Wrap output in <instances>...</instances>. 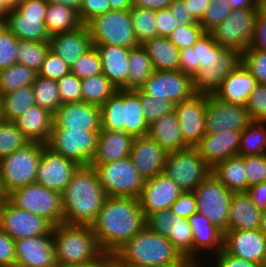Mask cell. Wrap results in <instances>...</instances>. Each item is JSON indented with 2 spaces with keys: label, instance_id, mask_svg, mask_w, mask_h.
<instances>
[{
  "label": "cell",
  "instance_id": "2",
  "mask_svg": "<svg viewBox=\"0 0 266 267\" xmlns=\"http://www.w3.org/2000/svg\"><path fill=\"white\" fill-rule=\"evenodd\" d=\"M91 226L103 252L114 254L146 226V218L139 199L107 196Z\"/></svg>",
  "mask_w": 266,
  "mask_h": 267
},
{
  "label": "cell",
  "instance_id": "51",
  "mask_svg": "<svg viewBox=\"0 0 266 267\" xmlns=\"http://www.w3.org/2000/svg\"><path fill=\"white\" fill-rule=\"evenodd\" d=\"M204 33L199 23L178 25L168 38L180 50L193 46Z\"/></svg>",
  "mask_w": 266,
  "mask_h": 267
},
{
  "label": "cell",
  "instance_id": "54",
  "mask_svg": "<svg viewBox=\"0 0 266 267\" xmlns=\"http://www.w3.org/2000/svg\"><path fill=\"white\" fill-rule=\"evenodd\" d=\"M249 187L266 181V154L243 156Z\"/></svg>",
  "mask_w": 266,
  "mask_h": 267
},
{
  "label": "cell",
  "instance_id": "21",
  "mask_svg": "<svg viewBox=\"0 0 266 267\" xmlns=\"http://www.w3.org/2000/svg\"><path fill=\"white\" fill-rule=\"evenodd\" d=\"M223 250L233 256L257 263H266V236L260 229L225 231Z\"/></svg>",
  "mask_w": 266,
  "mask_h": 267
},
{
  "label": "cell",
  "instance_id": "65",
  "mask_svg": "<svg viewBox=\"0 0 266 267\" xmlns=\"http://www.w3.org/2000/svg\"><path fill=\"white\" fill-rule=\"evenodd\" d=\"M168 8L173 17H175L178 25L183 26L199 23L191 16L183 0H173Z\"/></svg>",
  "mask_w": 266,
  "mask_h": 267
},
{
  "label": "cell",
  "instance_id": "78",
  "mask_svg": "<svg viewBox=\"0 0 266 267\" xmlns=\"http://www.w3.org/2000/svg\"><path fill=\"white\" fill-rule=\"evenodd\" d=\"M108 267H121L115 260Z\"/></svg>",
  "mask_w": 266,
  "mask_h": 267
},
{
  "label": "cell",
  "instance_id": "7",
  "mask_svg": "<svg viewBox=\"0 0 266 267\" xmlns=\"http://www.w3.org/2000/svg\"><path fill=\"white\" fill-rule=\"evenodd\" d=\"M8 201L18 209L45 218L53 226L64 223L62 194L38 183L12 190L8 194Z\"/></svg>",
  "mask_w": 266,
  "mask_h": 267
},
{
  "label": "cell",
  "instance_id": "40",
  "mask_svg": "<svg viewBox=\"0 0 266 267\" xmlns=\"http://www.w3.org/2000/svg\"><path fill=\"white\" fill-rule=\"evenodd\" d=\"M167 238L179 254L193 266V232L188 219L172 212V224Z\"/></svg>",
  "mask_w": 266,
  "mask_h": 267
},
{
  "label": "cell",
  "instance_id": "61",
  "mask_svg": "<svg viewBox=\"0 0 266 267\" xmlns=\"http://www.w3.org/2000/svg\"><path fill=\"white\" fill-rule=\"evenodd\" d=\"M0 267H15V241L0 227Z\"/></svg>",
  "mask_w": 266,
  "mask_h": 267
},
{
  "label": "cell",
  "instance_id": "43",
  "mask_svg": "<svg viewBox=\"0 0 266 267\" xmlns=\"http://www.w3.org/2000/svg\"><path fill=\"white\" fill-rule=\"evenodd\" d=\"M266 154V121H251L242 131L238 156Z\"/></svg>",
  "mask_w": 266,
  "mask_h": 267
},
{
  "label": "cell",
  "instance_id": "72",
  "mask_svg": "<svg viewBox=\"0 0 266 267\" xmlns=\"http://www.w3.org/2000/svg\"><path fill=\"white\" fill-rule=\"evenodd\" d=\"M48 3L61 4L74 9L76 12L80 11L83 0H46Z\"/></svg>",
  "mask_w": 266,
  "mask_h": 267
},
{
  "label": "cell",
  "instance_id": "12",
  "mask_svg": "<svg viewBox=\"0 0 266 267\" xmlns=\"http://www.w3.org/2000/svg\"><path fill=\"white\" fill-rule=\"evenodd\" d=\"M47 5L46 0H24L8 13L5 26L18 40L49 42L51 36L45 25Z\"/></svg>",
  "mask_w": 266,
  "mask_h": 267
},
{
  "label": "cell",
  "instance_id": "73",
  "mask_svg": "<svg viewBox=\"0 0 266 267\" xmlns=\"http://www.w3.org/2000/svg\"><path fill=\"white\" fill-rule=\"evenodd\" d=\"M11 7L8 5L6 0H0V18L6 19L8 16V13L11 11Z\"/></svg>",
  "mask_w": 266,
  "mask_h": 267
},
{
  "label": "cell",
  "instance_id": "27",
  "mask_svg": "<svg viewBox=\"0 0 266 267\" xmlns=\"http://www.w3.org/2000/svg\"><path fill=\"white\" fill-rule=\"evenodd\" d=\"M193 232V266H201L198 256L211 252L216 255L223 250L224 232L198 212L188 218ZM213 252V253H212Z\"/></svg>",
  "mask_w": 266,
  "mask_h": 267
},
{
  "label": "cell",
  "instance_id": "56",
  "mask_svg": "<svg viewBox=\"0 0 266 267\" xmlns=\"http://www.w3.org/2000/svg\"><path fill=\"white\" fill-rule=\"evenodd\" d=\"M245 107L251 121H266V85L258 84L255 87Z\"/></svg>",
  "mask_w": 266,
  "mask_h": 267
},
{
  "label": "cell",
  "instance_id": "67",
  "mask_svg": "<svg viewBox=\"0 0 266 267\" xmlns=\"http://www.w3.org/2000/svg\"><path fill=\"white\" fill-rule=\"evenodd\" d=\"M191 16L200 22L210 0H183Z\"/></svg>",
  "mask_w": 266,
  "mask_h": 267
},
{
  "label": "cell",
  "instance_id": "3",
  "mask_svg": "<svg viewBox=\"0 0 266 267\" xmlns=\"http://www.w3.org/2000/svg\"><path fill=\"white\" fill-rule=\"evenodd\" d=\"M106 197L95 168L79 166L62 193L64 223L91 225Z\"/></svg>",
  "mask_w": 266,
  "mask_h": 267
},
{
  "label": "cell",
  "instance_id": "45",
  "mask_svg": "<svg viewBox=\"0 0 266 267\" xmlns=\"http://www.w3.org/2000/svg\"><path fill=\"white\" fill-rule=\"evenodd\" d=\"M50 50L49 42L18 40L17 63L38 72Z\"/></svg>",
  "mask_w": 266,
  "mask_h": 267
},
{
  "label": "cell",
  "instance_id": "29",
  "mask_svg": "<svg viewBox=\"0 0 266 267\" xmlns=\"http://www.w3.org/2000/svg\"><path fill=\"white\" fill-rule=\"evenodd\" d=\"M257 85L256 78L242 63L222 81L213 95L223 102L246 106L249 94Z\"/></svg>",
  "mask_w": 266,
  "mask_h": 267
},
{
  "label": "cell",
  "instance_id": "9",
  "mask_svg": "<svg viewBox=\"0 0 266 267\" xmlns=\"http://www.w3.org/2000/svg\"><path fill=\"white\" fill-rule=\"evenodd\" d=\"M90 165L95 168L107 196L139 199L145 179L129 156L110 163Z\"/></svg>",
  "mask_w": 266,
  "mask_h": 267
},
{
  "label": "cell",
  "instance_id": "28",
  "mask_svg": "<svg viewBox=\"0 0 266 267\" xmlns=\"http://www.w3.org/2000/svg\"><path fill=\"white\" fill-rule=\"evenodd\" d=\"M49 43L50 50L58 55L69 69L93 46L90 31L84 24L75 31L51 35Z\"/></svg>",
  "mask_w": 266,
  "mask_h": 267
},
{
  "label": "cell",
  "instance_id": "70",
  "mask_svg": "<svg viewBox=\"0 0 266 267\" xmlns=\"http://www.w3.org/2000/svg\"><path fill=\"white\" fill-rule=\"evenodd\" d=\"M232 8H244V7H262L265 2L263 0H225Z\"/></svg>",
  "mask_w": 266,
  "mask_h": 267
},
{
  "label": "cell",
  "instance_id": "24",
  "mask_svg": "<svg viewBox=\"0 0 266 267\" xmlns=\"http://www.w3.org/2000/svg\"><path fill=\"white\" fill-rule=\"evenodd\" d=\"M15 267H57L53 235L16 240Z\"/></svg>",
  "mask_w": 266,
  "mask_h": 267
},
{
  "label": "cell",
  "instance_id": "46",
  "mask_svg": "<svg viewBox=\"0 0 266 267\" xmlns=\"http://www.w3.org/2000/svg\"><path fill=\"white\" fill-rule=\"evenodd\" d=\"M130 14L134 34L139 45L157 37L155 10L132 7Z\"/></svg>",
  "mask_w": 266,
  "mask_h": 267
},
{
  "label": "cell",
  "instance_id": "33",
  "mask_svg": "<svg viewBox=\"0 0 266 267\" xmlns=\"http://www.w3.org/2000/svg\"><path fill=\"white\" fill-rule=\"evenodd\" d=\"M18 129L30 142L46 144L53 126V114L34 104L14 120Z\"/></svg>",
  "mask_w": 266,
  "mask_h": 267
},
{
  "label": "cell",
  "instance_id": "1",
  "mask_svg": "<svg viewBox=\"0 0 266 267\" xmlns=\"http://www.w3.org/2000/svg\"><path fill=\"white\" fill-rule=\"evenodd\" d=\"M242 64V54L217 44L209 32L191 47L180 49L179 70L192 77L199 94H213L222 81Z\"/></svg>",
  "mask_w": 266,
  "mask_h": 267
},
{
  "label": "cell",
  "instance_id": "69",
  "mask_svg": "<svg viewBox=\"0 0 266 267\" xmlns=\"http://www.w3.org/2000/svg\"><path fill=\"white\" fill-rule=\"evenodd\" d=\"M173 0H133V7L147 8L151 10L165 9Z\"/></svg>",
  "mask_w": 266,
  "mask_h": 267
},
{
  "label": "cell",
  "instance_id": "34",
  "mask_svg": "<svg viewBox=\"0 0 266 267\" xmlns=\"http://www.w3.org/2000/svg\"><path fill=\"white\" fill-rule=\"evenodd\" d=\"M167 153L190 148L182 137L176 111L163 115L149 125L148 134Z\"/></svg>",
  "mask_w": 266,
  "mask_h": 267
},
{
  "label": "cell",
  "instance_id": "32",
  "mask_svg": "<svg viewBox=\"0 0 266 267\" xmlns=\"http://www.w3.org/2000/svg\"><path fill=\"white\" fill-rule=\"evenodd\" d=\"M134 139V136L126 132L101 129L91 164L110 163L129 156Z\"/></svg>",
  "mask_w": 266,
  "mask_h": 267
},
{
  "label": "cell",
  "instance_id": "59",
  "mask_svg": "<svg viewBox=\"0 0 266 267\" xmlns=\"http://www.w3.org/2000/svg\"><path fill=\"white\" fill-rule=\"evenodd\" d=\"M108 11H110L108 0H83L78 16L81 23L86 25L95 16L104 14Z\"/></svg>",
  "mask_w": 266,
  "mask_h": 267
},
{
  "label": "cell",
  "instance_id": "20",
  "mask_svg": "<svg viewBox=\"0 0 266 267\" xmlns=\"http://www.w3.org/2000/svg\"><path fill=\"white\" fill-rule=\"evenodd\" d=\"M175 111L184 142L194 148L206 134V94L175 104Z\"/></svg>",
  "mask_w": 266,
  "mask_h": 267
},
{
  "label": "cell",
  "instance_id": "31",
  "mask_svg": "<svg viewBox=\"0 0 266 267\" xmlns=\"http://www.w3.org/2000/svg\"><path fill=\"white\" fill-rule=\"evenodd\" d=\"M261 214L262 210L252 203L247 192H233L226 231L259 229Z\"/></svg>",
  "mask_w": 266,
  "mask_h": 267
},
{
  "label": "cell",
  "instance_id": "5",
  "mask_svg": "<svg viewBox=\"0 0 266 267\" xmlns=\"http://www.w3.org/2000/svg\"><path fill=\"white\" fill-rule=\"evenodd\" d=\"M101 108V129L146 136L149 125L143 115L139 90L118 89Z\"/></svg>",
  "mask_w": 266,
  "mask_h": 267
},
{
  "label": "cell",
  "instance_id": "55",
  "mask_svg": "<svg viewBox=\"0 0 266 267\" xmlns=\"http://www.w3.org/2000/svg\"><path fill=\"white\" fill-rule=\"evenodd\" d=\"M59 96L62 104L82 101V80L69 72L57 80Z\"/></svg>",
  "mask_w": 266,
  "mask_h": 267
},
{
  "label": "cell",
  "instance_id": "57",
  "mask_svg": "<svg viewBox=\"0 0 266 267\" xmlns=\"http://www.w3.org/2000/svg\"><path fill=\"white\" fill-rule=\"evenodd\" d=\"M69 72L70 69L66 63L58 55L49 50L40 70L38 71V75L57 81Z\"/></svg>",
  "mask_w": 266,
  "mask_h": 267
},
{
  "label": "cell",
  "instance_id": "35",
  "mask_svg": "<svg viewBox=\"0 0 266 267\" xmlns=\"http://www.w3.org/2000/svg\"><path fill=\"white\" fill-rule=\"evenodd\" d=\"M142 46L149 55L154 70L177 71L180 64V50L168 37H154Z\"/></svg>",
  "mask_w": 266,
  "mask_h": 267
},
{
  "label": "cell",
  "instance_id": "38",
  "mask_svg": "<svg viewBox=\"0 0 266 267\" xmlns=\"http://www.w3.org/2000/svg\"><path fill=\"white\" fill-rule=\"evenodd\" d=\"M128 71V90H139L155 71L142 45L130 49Z\"/></svg>",
  "mask_w": 266,
  "mask_h": 267
},
{
  "label": "cell",
  "instance_id": "18",
  "mask_svg": "<svg viewBox=\"0 0 266 267\" xmlns=\"http://www.w3.org/2000/svg\"><path fill=\"white\" fill-rule=\"evenodd\" d=\"M250 122L245 106L226 103L213 94H206V134L243 131Z\"/></svg>",
  "mask_w": 266,
  "mask_h": 267
},
{
  "label": "cell",
  "instance_id": "58",
  "mask_svg": "<svg viewBox=\"0 0 266 267\" xmlns=\"http://www.w3.org/2000/svg\"><path fill=\"white\" fill-rule=\"evenodd\" d=\"M172 224L170 209L158 210L146 218V225L159 235L167 237Z\"/></svg>",
  "mask_w": 266,
  "mask_h": 267
},
{
  "label": "cell",
  "instance_id": "14",
  "mask_svg": "<svg viewBox=\"0 0 266 267\" xmlns=\"http://www.w3.org/2000/svg\"><path fill=\"white\" fill-rule=\"evenodd\" d=\"M212 169L204 162L199 152L191 147L169 152L166 156L164 173L171 178L182 192H193L204 181Z\"/></svg>",
  "mask_w": 266,
  "mask_h": 267
},
{
  "label": "cell",
  "instance_id": "49",
  "mask_svg": "<svg viewBox=\"0 0 266 267\" xmlns=\"http://www.w3.org/2000/svg\"><path fill=\"white\" fill-rule=\"evenodd\" d=\"M231 10V5L225 0H210L199 24L205 32H210L230 15Z\"/></svg>",
  "mask_w": 266,
  "mask_h": 267
},
{
  "label": "cell",
  "instance_id": "10",
  "mask_svg": "<svg viewBox=\"0 0 266 267\" xmlns=\"http://www.w3.org/2000/svg\"><path fill=\"white\" fill-rule=\"evenodd\" d=\"M260 8H232L230 15L209 32L213 40L223 48L243 54L251 47Z\"/></svg>",
  "mask_w": 266,
  "mask_h": 267
},
{
  "label": "cell",
  "instance_id": "53",
  "mask_svg": "<svg viewBox=\"0 0 266 267\" xmlns=\"http://www.w3.org/2000/svg\"><path fill=\"white\" fill-rule=\"evenodd\" d=\"M18 39L4 25L0 29V70L17 63Z\"/></svg>",
  "mask_w": 266,
  "mask_h": 267
},
{
  "label": "cell",
  "instance_id": "60",
  "mask_svg": "<svg viewBox=\"0 0 266 267\" xmlns=\"http://www.w3.org/2000/svg\"><path fill=\"white\" fill-rule=\"evenodd\" d=\"M170 210L175 215L188 219L197 212L195 194L193 192H182L179 198L172 204Z\"/></svg>",
  "mask_w": 266,
  "mask_h": 267
},
{
  "label": "cell",
  "instance_id": "76",
  "mask_svg": "<svg viewBox=\"0 0 266 267\" xmlns=\"http://www.w3.org/2000/svg\"><path fill=\"white\" fill-rule=\"evenodd\" d=\"M121 267H154V266H148V265H139L135 263H129V262H117Z\"/></svg>",
  "mask_w": 266,
  "mask_h": 267
},
{
  "label": "cell",
  "instance_id": "80",
  "mask_svg": "<svg viewBox=\"0 0 266 267\" xmlns=\"http://www.w3.org/2000/svg\"><path fill=\"white\" fill-rule=\"evenodd\" d=\"M203 265H205V263L202 264V266H191V267H205V266H203Z\"/></svg>",
  "mask_w": 266,
  "mask_h": 267
},
{
  "label": "cell",
  "instance_id": "44",
  "mask_svg": "<svg viewBox=\"0 0 266 267\" xmlns=\"http://www.w3.org/2000/svg\"><path fill=\"white\" fill-rule=\"evenodd\" d=\"M35 104L54 114L62 104L57 81L37 75L32 84Z\"/></svg>",
  "mask_w": 266,
  "mask_h": 267
},
{
  "label": "cell",
  "instance_id": "47",
  "mask_svg": "<svg viewBox=\"0 0 266 267\" xmlns=\"http://www.w3.org/2000/svg\"><path fill=\"white\" fill-rule=\"evenodd\" d=\"M29 142L14 121L3 119L0 122V159L24 147Z\"/></svg>",
  "mask_w": 266,
  "mask_h": 267
},
{
  "label": "cell",
  "instance_id": "74",
  "mask_svg": "<svg viewBox=\"0 0 266 267\" xmlns=\"http://www.w3.org/2000/svg\"><path fill=\"white\" fill-rule=\"evenodd\" d=\"M8 192L6 191L3 181L0 176V207L8 201Z\"/></svg>",
  "mask_w": 266,
  "mask_h": 267
},
{
  "label": "cell",
  "instance_id": "22",
  "mask_svg": "<svg viewBox=\"0 0 266 267\" xmlns=\"http://www.w3.org/2000/svg\"><path fill=\"white\" fill-rule=\"evenodd\" d=\"M52 128L101 131V108L84 101L61 104L53 114Z\"/></svg>",
  "mask_w": 266,
  "mask_h": 267
},
{
  "label": "cell",
  "instance_id": "63",
  "mask_svg": "<svg viewBox=\"0 0 266 267\" xmlns=\"http://www.w3.org/2000/svg\"><path fill=\"white\" fill-rule=\"evenodd\" d=\"M251 47L266 52V3L259 9Z\"/></svg>",
  "mask_w": 266,
  "mask_h": 267
},
{
  "label": "cell",
  "instance_id": "19",
  "mask_svg": "<svg viewBox=\"0 0 266 267\" xmlns=\"http://www.w3.org/2000/svg\"><path fill=\"white\" fill-rule=\"evenodd\" d=\"M78 167L74 161L45 146L42 149L35 183L62 194Z\"/></svg>",
  "mask_w": 266,
  "mask_h": 267
},
{
  "label": "cell",
  "instance_id": "64",
  "mask_svg": "<svg viewBox=\"0 0 266 267\" xmlns=\"http://www.w3.org/2000/svg\"><path fill=\"white\" fill-rule=\"evenodd\" d=\"M211 258H216L214 260L215 266L211 267H262L257 263L228 254L224 250H221L215 257Z\"/></svg>",
  "mask_w": 266,
  "mask_h": 267
},
{
  "label": "cell",
  "instance_id": "15",
  "mask_svg": "<svg viewBox=\"0 0 266 267\" xmlns=\"http://www.w3.org/2000/svg\"><path fill=\"white\" fill-rule=\"evenodd\" d=\"M197 212L225 232L227 230L229 206L233 192L212 173L193 191Z\"/></svg>",
  "mask_w": 266,
  "mask_h": 267
},
{
  "label": "cell",
  "instance_id": "41",
  "mask_svg": "<svg viewBox=\"0 0 266 267\" xmlns=\"http://www.w3.org/2000/svg\"><path fill=\"white\" fill-rule=\"evenodd\" d=\"M117 90V87L103 73L91 76L82 80V101L101 107Z\"/></svg>",
  "mask_w": 266,
  "mask_h": 267
},
{
  "label": "cell",
  "instance_id": "62",
  "mask_svg": "<svg viewBox=\"0 0 266 267\" xmlns=\"http://www.w3.org/2000/svg\"><path fill=\"white\" fill-rule=\"evenodd\" d=\"M156 29L157 37H168L178 26L169 8L156 10Z\"/></svg>",
  "mask_w": 266,
  "mask_h": 267
},
{
  "label": "cell",
  "instance_id": "25",
  "mask_svg": "<svg viewBox=\"0 0 266 267\" xmlns=\"http://www.w3.org/2000/svg\"><path fill=\"white\" fill-rule=\"evenodd\" d=\"M242 131L226 130L214 134H205L194 147L213 169L218 163L238 155Z\"/></svg>",
  "mask_w": 266,
  "mask_h": 267
},
{
  "label": "cell",
  "instance_id": "8",
  "mask_svg": "<svg viewBox=\"0 0 266 267\" xmlns=\"http://www.w3.org/2000/svg\"><path fill=\"white\" fill-rule=\"evenodd\" d=\"M93 45L139 46L134 34L130 10H110L95 16L87 24Z\"/></svg>",
  "mask_w": 266,
  "mask_h": 267
},
{
  "label": "cell",
  "instance_id": "26",
  "mask_svg": "<svg viewBox=\"0 0 266 267\" xmlns=\"http://www.w3.org/2000/svg\"><path fill=\"white\" fill-rule=\"evenodd\" d=\"M167 152L148 135L135 137L129 157L146 180L164 171Z\"/></svg>",
  "mask_w": 266,
  "mask_h": 267
},
{
  "label": "cell",
  "instance_id": "11",
  "mask_svg": "<svg viewBox=\"0 0 266 267\" xmlns=\"http://www.w3.org/2000/svg\"><path fill=\"white\" fill-rule=\"evenodd\" d=\"M46 144L29 142L0 159V176L8 193L36 181L42 149Z\"/></svg>",
  "mask_w": 266,
  "mask_h": 267
},
{
  "label": "cell",
  "instance_id": "36",
  "mask_svg": "<svg viewBox=\"0 0 266 267\" xmlns=\"http://www.w3.org/2000/svg\"><path fill=\"white\" fill-rule=\"evenodd\" d=\"M211 173L232 192L248 190L243 156H232L218 163Z\"/></svg>",
  "mask_w": 266,
  "mask_h": 267
},
{
  "label": "cell",
  "instance_id": "75",
  "mask_svg": "<svg viewBox=\"0 0 266 267\" xmlns=\"http://www.w3.org/2000/svg\"><path fill=\"white\" fill-rule=\"evenodd\" d=\"M259 229L266 236V210H262L261 225Z\"/></svg>",
  "mask_w": 266,
  "mask_h": 267
},
{
  "label": "cell",
  "instance_id": "17",
  "mask_svg": "<svg viewBox=\"0 0 266 267\" xmlns=\"http://www.w3.org/2000/svg\"><path fill=\"white\" fill-rule=\"evenodd\" d=\"M0 227L14 241L52 234L53 225L43 217L18 209L9 201L0 207Z\"/></svg>",
  "mask_w": 266,
  "mask_h": 267
},
{
  "label": "cell",
  "instance_id": "79",
  "mask_svg": "<svg viewBox=\"0 0 266 267\" xmlns=\"http://www.w3.org/2000/svg\"><path fill=\"white\" fill-rule=\"evenodd\" d=\"M5 25V20L0 18V29Z\"/></svg>",
  "mask_w": 266,
  "mask_h": 267
},
{
  "label": "cell",
  "instance_id": "4",
  "mask_svg": "<svg viewBox=\"0 0 266 267\" xmlns=\"http://www.w3.org/2000/svg\"><path fill=\"white\" fill-rule=\"evenodd\" d=\"M116 262H129L154 267H191L170 240L147 225L114 254Z\"/></svg>",
  "mask_w": 266,
  "mask_h": 267
},
{
  "label": "cell",
  "instance_id": "42",
  "mask_svg": "<svg viewBox=\"0 0 266 267\" xmlns=\"http://www.w3.org/2000/svg\"><path fill=\"white\" fill-rule=\"evenodd\" d=\"M37 75L34 69L19 63L0 70V95L32 85Z\"/></svg>",
  "mask_w": 266,
  "mask_h": 267
},
{
  "label": "cell",
  "instance_id": "13",
  "mask_svg": "<svg viewBox=\"0 0 266 267\" xmlns=\"http://www.w3.org/2000/svg\"><path fill=\"white\" fill-rule=\"evenodd\" d=\"M99 132L52 128L46 146L79 166H88L97 151Z\"/></svg>",
  "mask_w": 266,
  "mask_h": 267
},
{
  "label": "cell",
  "instance_id": "23",
  "mask_svg": "<svg viewBox=\"0 0 266 267\" xmlns=\"http://www.w3.org/2000/svg\"><path fill=\"white\" fill-rule=\"evenodd\" d=\"M181 193L177 184L164 172L146 179L139 197L145 218L155 211L170 209Z\"/></svg>",
  "mask_w": 266,
  "mask_h": 267
},
{
  "label": "cell",
  "instance_id": "30",
  "mask_svg": "<svg viewBox=\"0 0 266 267\" xmlns=\"http://www.w3.org/2000/svg\"><path fill=\"white\" fill-rule=\"evenodd\" d=\"M96 46L101 63L102 73L117 87L128 90L129 52L131 48L115 45Z\"/></svg>",
  "mask_w": 266,
  "mask_h": 267
},
{
  "label": "cell",
  "instance_id": "37",
  "mask_svg": "<svg viewBox=\"0 0 266 267\" xmlns=\"http://www.w3.org/2000/svg\"><path fill=\"white\" fill-rule=\"evenodd\" d=\"M45 25L51 35L77 30L81 23L78 12L61 4L48 3Z\"/></svg>",
  "mask_w": 266,
  "mask_h": 267
},
{
  "label": "cell",
  "instance_id": "16",
  "mask_svg": "<svg viewBox=\"0 0 266 267\" xmlns=\"http://www.w3.org/2000/svg\"><path fill=\"white\" fill-rule=\"evenodd\" d=\"M140 90L152 98L169 100L174 104L191 99L197 94L193 88L192 77L180 70H155Z\"/></svg>",
  "mask_w": 266,
  "mask_h": 267
},
{
  "label": "cell",
  "instance_id": "48",
  "mask_svg": "<svg viewBox=\"0 0 266 267\" xmlns=\"http://www.w3.org/2000/svg\"><path fill=\"white\" fill-rule=\"evenodd\" d=\"M70 72L81 80L102 74V63L96 46L78 58Z\"/></svg>",
  "mask_w": 266,
  "mask_h": 267
},
{
  "label": "cell",
  "instance_id": "77",
  "mask_svg": "<svg viewBox=\"0 0 266 267\" xmlns=\"http://www.w3.org/2000/svg\"><path fill=\"white\" fill-rule=\"evenodd\" d=\"M24 0H6L8 5L12 8L15 9L19 4H21Z\"/></svg>",
  "mask_w": 266,
  "mask_h": 267
},
{
  "label": "cell",
  "instance_id": "68",
  "mask_svg": "<svg viewBox=\"0 0 266 267\" xmlns=\"http://www.w3.org/2000/svg\"><path fill=\"white\" fill-rule=\"evenodd\" d=\"M114 261V255L103 252L98 258L82 264L65 265L61 267H108Z\"/></svg>",
  "mask_w": 266,
  "mask_h": 267
},
{
  "label": "cell",
  "instance_id": "50",
  "mask_svg": "<svg viewBox=\"0 0 266 267\" xmlns=\"http://www.w3.org/2000/svg\"><path fill=\"white\" fill-rule=\"evenodd\" d=\"M140 101L142 104L145 121L150 125L165 114L175 110V104L169 100L152 98L140 90Z\"/></svg>",
  "mask_w": 266,
  "mask_h": 267
},
{
  "label": "cell",
  "instance_id": "66",
  "mask_svg": "<svg viewBox=\"0 0 266 267\" xmlns=\"http://www.w3.org/2000/svg\"><path fill=\"white\" fill-rule=\"evenodd\" d=\"M246 192L254 205L266 210V182L253 185Z\"/></svg>",
  "mask_w": 266,
  "mask_h": 267
},
{
  "label": "cell",
  "instance_id": "52",
  "mask_svg": "<svg viewBox=\"0 0 266 267\" xmlns=\"http://www.w3.org/2000/svg\"><path fill=\"white\" fill-rule=\"evenodd\" d=\"M242 63L256 78L258 84L266 85V52L249 47L242 54Z\"/></svg>",
  "mask_w": 266,
  "mask_h": 267
},
{
  "label": "cell",
  "instance_id": "71",
  "mask_svg": "<svg viewBox=\"0 0 266 267\" xmlns=\"http://www.w3.org/2000/svg\"><path fill=\"white\" fill-rule=\"evenodd\" d=\"M110 10H130L133 7V0H108Z\"/></svg>",
  "mask_w": 266,
  "mask_h": 267
},
{
  "label": "cell",
  "instance_id": "6",
  "mask_svg": "<svg viewBox=\"0 0 266 267\" xmlns=\"http://www.w3.org/2000/svg\"><path fill=\"white\" fill-rule=\"evenodd\" d=\"M52 235L57 267L87 263L103 253L91 225L62 223Z\"/></svg>",
  "mask_w": 266,
  "mask_h": 267
},
{
  "label": "cell",
  "instance_id": "39",
  "mask_svg": "<svg viewBox=\"0 0 266 267\" xmlns=\"http://www.w3.org/2000/svg\"><path fill=\"white\" fill-rule=\"evenodd\" d=\"M35 104L32 85L0 95L2 119L14 121Z\"/></svg>",
  "mask_w": 266,
  "mask_h": 267
}]
</instances>
